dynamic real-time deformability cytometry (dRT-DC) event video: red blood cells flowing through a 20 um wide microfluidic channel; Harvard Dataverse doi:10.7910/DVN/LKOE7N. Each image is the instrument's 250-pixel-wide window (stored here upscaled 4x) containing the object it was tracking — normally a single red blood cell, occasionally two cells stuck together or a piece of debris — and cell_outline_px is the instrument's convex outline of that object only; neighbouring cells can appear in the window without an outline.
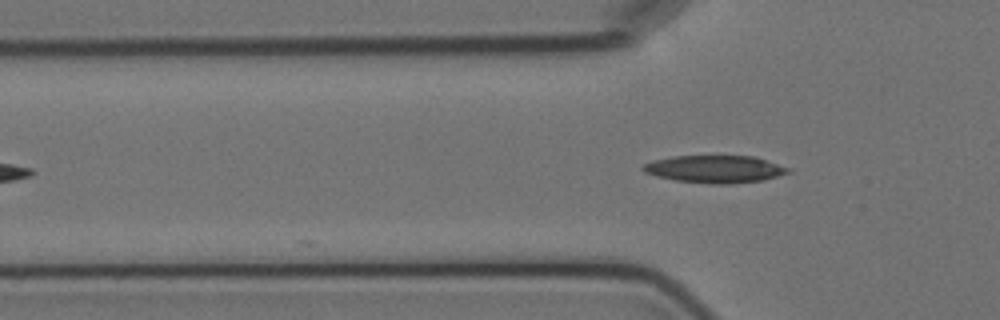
{"species": "Egyptian fruit bat (a non-hibernating species)", "species_latin": "Rousettus aegyptiacus", "temperature_condition": "cold", "stored_images_in_passage": 4, "camera_frame_rate_fps": 3000, "um_per_image_px": 0.085, "animal": {"sex": "female"}, "frame": {"image": 1, "passage_image": 4, "time_ms": 3.667, "image_size_px": [1000, 320], "cell_outline_px": [[792, 172], [764, 180], [732, 184], [712, 184], [676, 180], [656, 176], [644, 172], [640, 168], [644, 164], [652, 160], [672, 156], [756, 156], [792, 168]], "centroid_in_image_um": [60.81, 14.37], "position_along_channel_um": 65.0, "area_um2": 23.52}}